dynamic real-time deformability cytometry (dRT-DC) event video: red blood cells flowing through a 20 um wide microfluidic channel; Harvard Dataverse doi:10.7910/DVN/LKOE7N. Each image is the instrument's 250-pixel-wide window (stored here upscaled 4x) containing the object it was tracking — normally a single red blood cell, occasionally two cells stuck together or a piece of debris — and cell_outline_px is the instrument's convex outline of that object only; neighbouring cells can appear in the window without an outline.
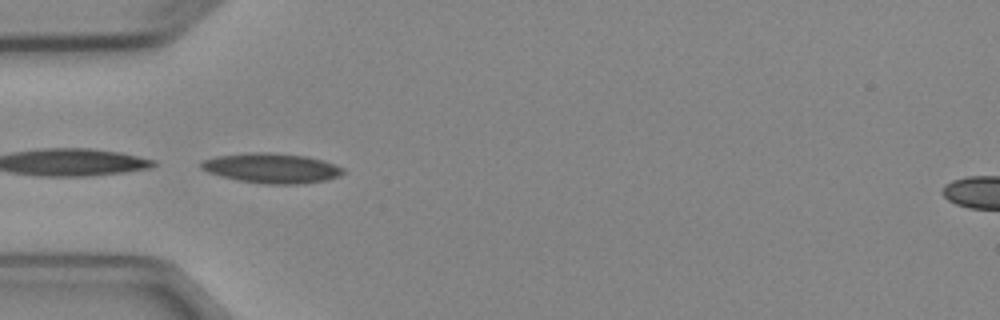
{"species": "Egyptian fruit bat (a non-hibernating species)", "species_latin": "Rousettus aegyptiacus", "temperature_condition": "cold", "stored_images_in_passage": 5, "camera_frame_rate_fps": 3000, "um_per_image_px": 0.085, "animal": {"sex": "female"}, "frame": {"image": 1, "passage_image": 5, "time_ms": 4.667, "image_size_px": [1000, 320], "cell_outline_px": [[344, 172], [340, 176], [324, 180], [296, 184], [264, 184], [236, 180], [220, 176], [208, 172], [200, 168], [200, 164], [204, 160], [216, 156], [248, 152], [272, 152], [308, 156], [324, 160], [344, 168]], "centroid_in_image_um": [23.08, 14.28], "position_along_channel_um": 61.9, "area_um2": 24.91}}